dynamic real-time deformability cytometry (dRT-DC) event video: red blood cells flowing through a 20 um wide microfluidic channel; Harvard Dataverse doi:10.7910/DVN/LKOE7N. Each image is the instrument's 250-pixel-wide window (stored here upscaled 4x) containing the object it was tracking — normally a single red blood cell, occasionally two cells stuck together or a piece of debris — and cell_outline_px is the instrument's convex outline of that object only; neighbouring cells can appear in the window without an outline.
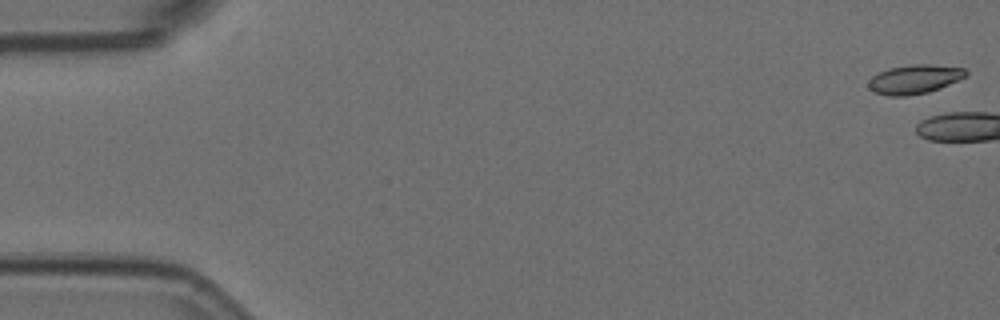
{"species": "Egyptian fruit bat (a non-hibernating species)", "species_latin": "Rousettus aegyptiacus", "temperature_condition": "room temperature", "stored_images_in_passage": 6, "camera_frame_rate_fps": 3000, "um_per_image_px": 0.085, "animal": {"sex": "female"}, "frame": {"image": 1, "passage_image": 1, "time_ms": 0.0, "image_size_px": [1000, 320], "cell_outline_px": [[968, 72], [964, 76], [940, 88], [928, 92], [908, 96], [888, 96], [872, 92], [868, 88], [868, 80], [872, 76], [888, 68], [912, 64], [928, 64], [964, 68]], "centroid_in_image_um": [77.66, 6.74], "position_along_channel_um": 7.3, "area_um2": 16.47}}